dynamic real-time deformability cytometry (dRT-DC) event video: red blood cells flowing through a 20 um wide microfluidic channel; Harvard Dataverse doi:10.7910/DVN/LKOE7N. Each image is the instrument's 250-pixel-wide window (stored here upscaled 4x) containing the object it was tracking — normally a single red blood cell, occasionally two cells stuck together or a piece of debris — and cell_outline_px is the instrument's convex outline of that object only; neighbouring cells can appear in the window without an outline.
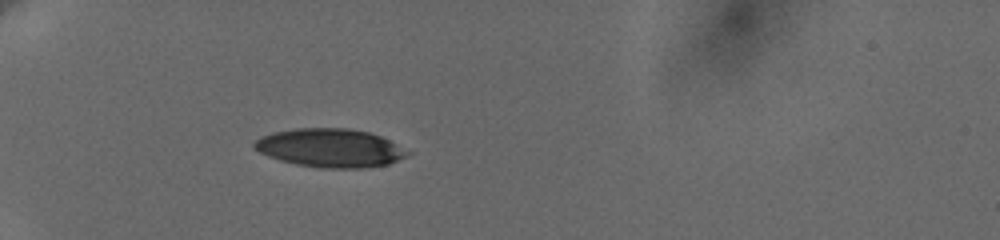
{"species": "human", "species_latin": "Homo sapiens", "temperature_condition": "cold", "stored_images_in_passage": 12, "camera_frame_rate_fps": 3000, "um_per_image_px": 0.085, "donor": {"sex": "female"}, "frame": {"image": 1, "passage_image": 1, "time_ms": 0.0, "image_size_px": [1000, 240], "cell_outline_px": [[412, 152], [408, 156], [388, 164], [364, 168], [324, 168], [296, 164], [280, 160], [268, 156], [260, 152], [252, 144], [256, 140], [264, 136], [276, 132], [296, 128], [348, 128], [368, 132], [380, 136]], "centroid_in_image_um": [28.1, 12.58], "position_along_channel_um": 56.9, "area_um2": 34.1}}
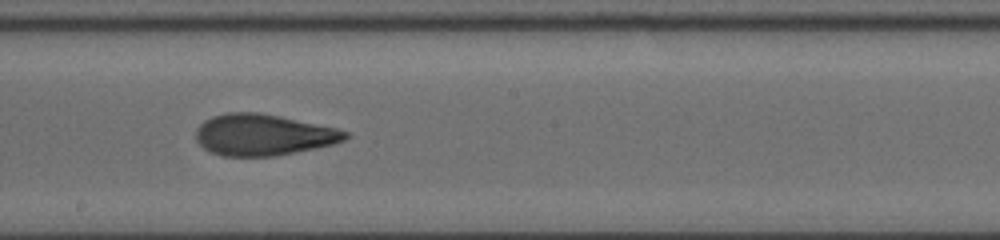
{"frame": {"image": 2, "passage_image": 6, "time_ms": 5.333, "image_size_px": [1000, 240], "cell_outline_px": [[348, 136], [344, 140], [332, 144], [316, 148], [276, 156], [224, 156], [212, 152], [204, 148], [196, 140], [196, 128], [204, 120], [212, 116], [224, 112], [260, 112], [336, 128], [348, 132]], "centroid_in_image_um": [22.34, 11.45], "position_along_channel_um": 225.9, "area_um2": 35.89}}
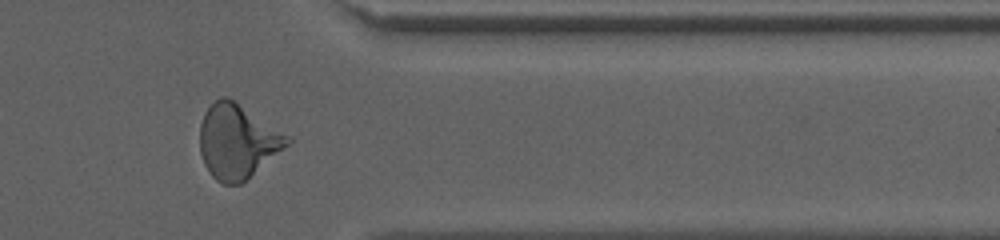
{"frame": {"image": 3, "passage_image": 10, "time_ms": 10.0, "image_size_px": [1000, 240], "cell_outline_px": [[292, 140], [284, 148], [240, 184], [224, 184], [216, 180], [212, 176], [204, 164], [200, 152], [200, 124], [204, 112], [220, 96], [228, 96]], "centroid_in_image_um": [20.11, 12.02], "position_along_channel_um": 391.3, "area_um2": 36.88}, "authors_computed_cell_mechanics": {"area_um2": 36.0672, "velocity_mm_per_s": 3.6493, "shape_relaxation_time_tau1_ms": 7.0468, "shape_relaxation_time_tau2_ms": 1.9826, "deformation_change_tau1": 0.2159, "deformation_change_tau2": 0.086}}